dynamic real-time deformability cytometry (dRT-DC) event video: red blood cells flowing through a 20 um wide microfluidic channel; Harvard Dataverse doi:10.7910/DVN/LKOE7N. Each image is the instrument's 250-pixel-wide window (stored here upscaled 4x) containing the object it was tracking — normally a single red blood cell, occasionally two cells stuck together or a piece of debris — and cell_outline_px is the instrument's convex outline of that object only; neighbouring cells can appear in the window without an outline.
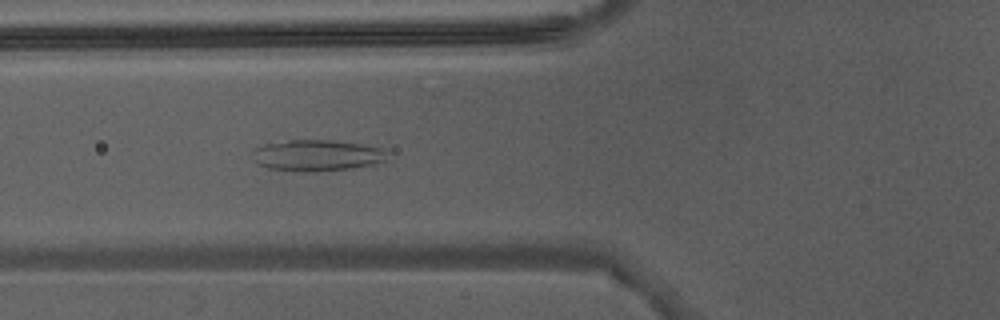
{"species": "Egyptian fruit bat (a non-hibernating species)", "species_latin": "Rousettus aegyptiacus", "temperature_condition": "warm", "stored_images_in_passage": 36, "camera_frame_rate_fps": 3000, "um_per_image_px": 0.085, "animal": {"sex": "male"}, "frame": {"image": 1, "passage_image": 11, "time_ms": 3.333, "image_size_px": [1000, 320], "cell_outline_px": [[388, 160], [372, 164], [352, 168], [316, 172], [296, 172], [268, 168], [256, 164], [252, 160], [256, 148], [264, 144], [288, 140], [332, 140], [360, 144], [384, 148], [388, 152]], "centroid_in_image_um": [26.95, 13.22], "position_along_channel_um": 98.9, "area_um2": 24.85}}
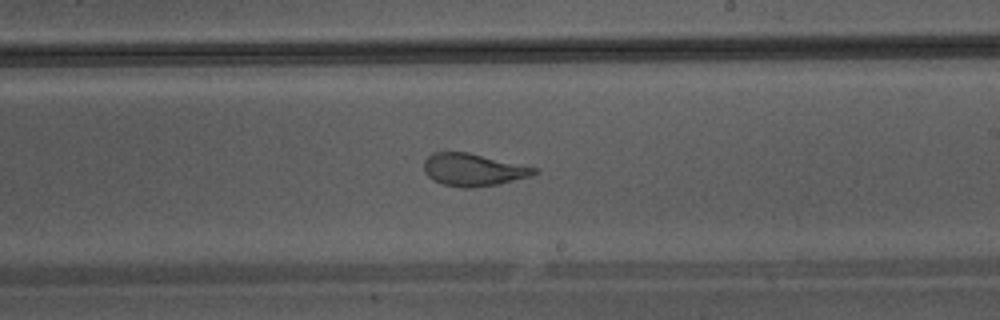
{"frame": {"image": 2, "passage_image": 21, "time_ms": 6.667, "image_size_px": [1000, 320], "cell_outline_px": [[540, 172], [528, 176], [496, 184], [468, 188], [464, 188], [444, 184], [432, 180], [424, 172], [424, 160], [432, 152], [468, 152], [540, 168]], "centroid_in_image_um": [40.22, 14.41], "position_along_channel_um": 248.8, "area_um2": 20.81}}